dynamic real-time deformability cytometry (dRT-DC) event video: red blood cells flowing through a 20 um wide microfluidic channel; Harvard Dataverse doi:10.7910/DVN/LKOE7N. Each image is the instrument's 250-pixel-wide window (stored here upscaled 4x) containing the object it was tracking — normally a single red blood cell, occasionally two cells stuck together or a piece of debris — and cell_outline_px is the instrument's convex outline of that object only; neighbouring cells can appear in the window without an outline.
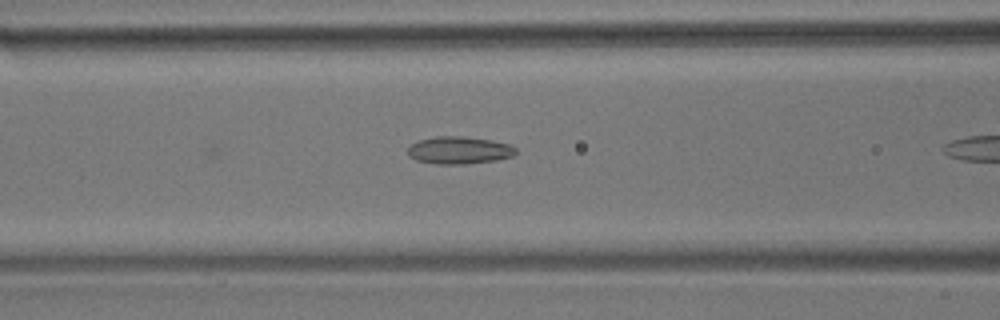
{"species": "common noctule bat (a hibernating species)", "species_latin": "Nyctalus noctula", "temperature_condition": "room temperature", "stored_images_in_passage": 9, "camera_frame_rate_fps": 3000, "um_per_image_px": 0.085, "animal": {"sex": "male", "body_mass_g": 17.9}, "frame": {"image": 1, "passage_image": 8, "time_ms": 9.0, "image_size_px": [1000, 320], "cell_outline_px": [[516, 152], [512, 156], [496, 160], [464, 164], [436, 164], [416, 160], [408, 156], [408, 148], [412, 144], [420, 140], [436, 136], [464, 136], [492, 140], [508, 144], [516, 148]], "centroid_in_image_um": [39.02, 12.77], "position_along_channel_um": 127.6, "area_um2": 17.22}}